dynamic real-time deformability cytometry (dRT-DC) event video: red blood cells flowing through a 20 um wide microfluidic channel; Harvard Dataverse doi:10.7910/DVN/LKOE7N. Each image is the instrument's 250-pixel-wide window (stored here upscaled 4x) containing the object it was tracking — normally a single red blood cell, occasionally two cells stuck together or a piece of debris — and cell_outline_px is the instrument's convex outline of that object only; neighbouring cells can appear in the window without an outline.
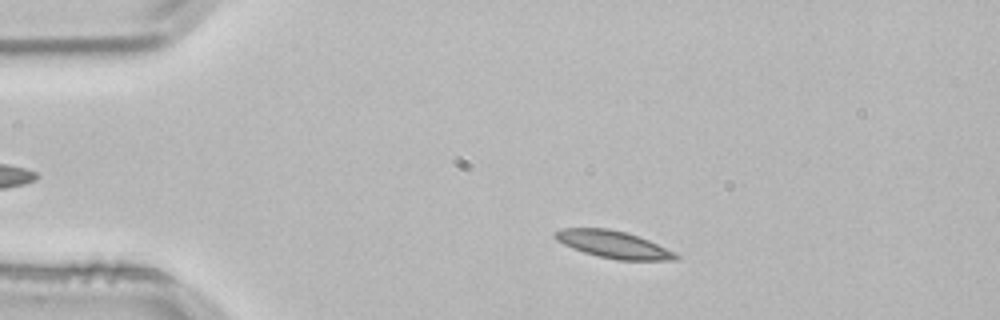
{"species": "common noctule bat (a hibernating species)", "species_latin": "Nyctalus noctula", "temperature_condition": "room temperature", "stored_images_in_passage": 3, "camera_frame_rate_fps": 3000, "um_per_image_px": 0.085, "animal": {"sex": "male", "body_mass_g": 21.5, "forearm_length_mm": 52.0}, "frame": {"image": 1, "passage_image": 2, "time_ms": 0.333, "image_size_px": [1000, 320], "cell_outline_px": [[680, 260], [616, 260], [584, 252], [572, 248], [556, 240], [552, 236], [552, 232], [564, 228], [608, 228], [624, 232], [648, 240], [676, 252], [680, 256]], "centroid_in_image_um": [52.14, 20.78], "position_along_channel_um": 32.9, "area_um2": 19.13}}